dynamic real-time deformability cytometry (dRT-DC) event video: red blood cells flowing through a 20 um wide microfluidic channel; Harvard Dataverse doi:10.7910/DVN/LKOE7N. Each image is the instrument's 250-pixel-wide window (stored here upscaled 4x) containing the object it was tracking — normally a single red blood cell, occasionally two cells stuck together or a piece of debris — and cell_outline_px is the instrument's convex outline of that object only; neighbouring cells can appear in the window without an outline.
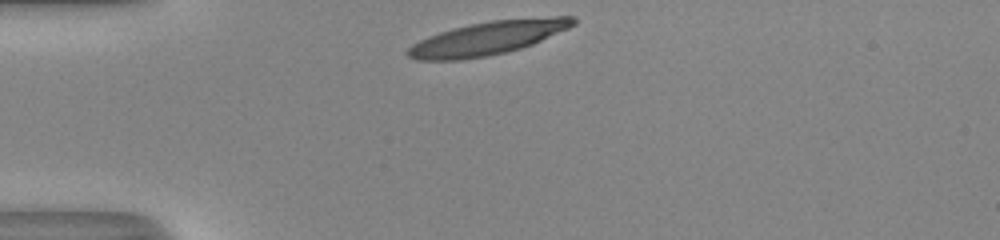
{"species": "human", "species_latin": "Homo sapiens", "temperature_condition": "room temperature", "stored_images_in_passage": 29, "camera_frame_rate_fps": 3000, "um_per_image_px": 0.085, "donor": {"sex": "male"}, "frame": {"image": 1, "passage_image": 1, "time_ms": 0.0, "image_size_px": [1000, 240], "cell_outline_px": [[576, 24], [568, 28], [532, 44], [520, 48], [488, 56], [460, 60], [416, 60], [408, 56], [404, 52], [412, 44], [428, 36], [452, 28], [468, 24], [492, 20], [556, 16], [572, 16], [576, 20]], "centroid_in_image_um": [41.42, 3.24], "position_along_channel_um": 43.6, "area_um2": 32.14}}
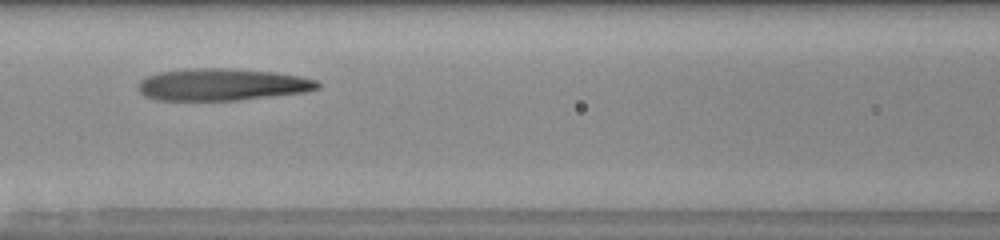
{"frame": {"image": 2, "passage_image": 11, "time_ms": 3.333, "image_size_px": [1000, 240], "cell_outline_px": [[320, 88], [304, 92], [236, 100], [156, 100], [144, 96], [136, 88], [140, 80], [144, 76], [160, 72], [192, 68], [228, 68], [276, 72], [300, 76], [316, 80], [320, 84]], "centroid_in_image_um": [18.83, 7.18], "position_along_channel_um": 147.8, "area_um2": 33.58}}
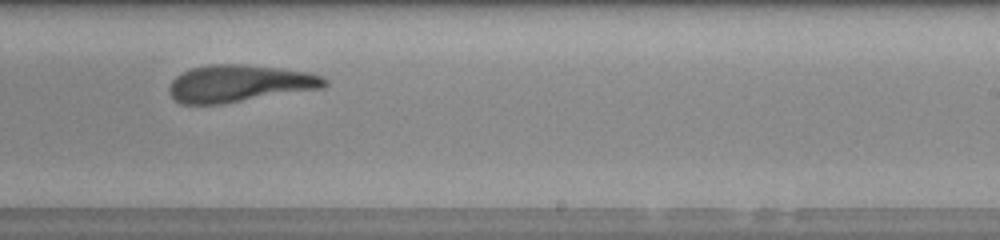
{"frame": {"image": 3, "passage_image": 20, "time_ms": 6.333, "image_size_px": [1000, 240], "cell_outline_px": [[328, 84], [324, 88], [220, 104], [180, 104], [168, 92], [168, 88], [172, 80], [180, 72], [192, 68], [208, 64], [240, 64], [280, 68], [312, 72], [324, 76], [328, 80]], "centroid_in_image_um": [20.37, 7.09], "position_along_channel_um": 268.6, "area_um2": 33.93}, "authors_computed_cell_mechanics": {"area_um2": 33.6396, "velocity_mm_per_s": 4.0506, "shape_relaxation_time_tau1_ms": 7.2934, "shape_relaxation_time_tau2_ms": 1.8989, "deformation_change_tau1": 0.3079, "deformation_change_tau2": 0.1145}}